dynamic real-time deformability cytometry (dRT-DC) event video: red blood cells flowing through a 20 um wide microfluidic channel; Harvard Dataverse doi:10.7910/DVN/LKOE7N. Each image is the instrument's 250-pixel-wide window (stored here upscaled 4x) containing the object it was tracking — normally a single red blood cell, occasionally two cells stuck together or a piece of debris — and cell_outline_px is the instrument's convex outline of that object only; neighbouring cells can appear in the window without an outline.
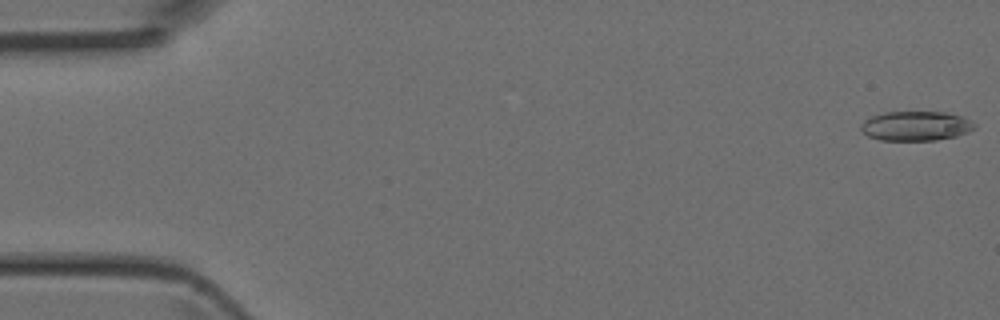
{"species": "Egyptian fruit bat (a non-hibernating species)", "species_latin": "Rousettus aegyptiacus", "temperature_condition": "room temperature", "stored_images_in_passage": 5, "camera_frame_rate_fps": 3000, "um_per_image_px": 0.085, "animal": {"sex": "female"}, "frame": {"image": 1, "passage_image": 1, "time_ms": 0.0, "image_size_px": [1000, 320], "cell_outline_px": [[976, 128], [968, 132], [956, 136], [936, 140], [880, 140], [868, 136], [860, 128], [860, 124], [864, 120], [872, 116], [884, 112], [944, 112], [964, 116], [972, 120], [976, 124]], "centroid_in_image_um": [77.88, 10.7], "position_along_channel_um": 7.1, "area_um2": 19.71}}
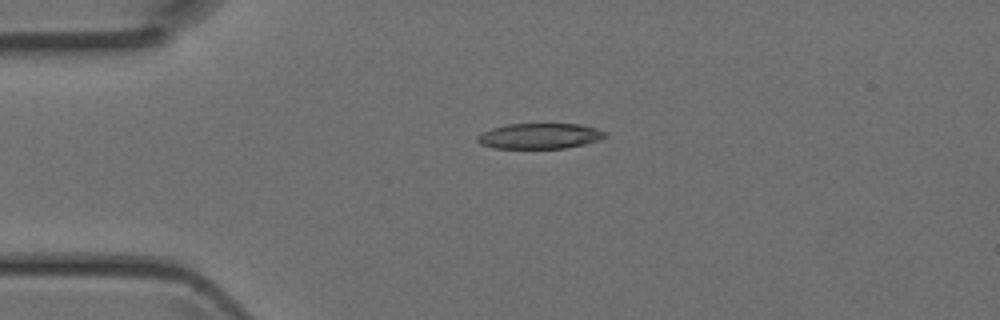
{"frame": {"image": 2, "passage_image": 4, "time_ms": 1.0, "image_size_px": [1000, 320], "cell_outline_px": [[608, 136], [584, 144], [564, 148], [492, 148], [480, 144], [476, 140], [476, 136], [492, 128], [508, 124], [580, 124], [596, 128], [608, 132]], "centroid_in_image_um": [45.87, 11.56], "position_along_channel_um": 39.1, "area_um2": 18.96}}